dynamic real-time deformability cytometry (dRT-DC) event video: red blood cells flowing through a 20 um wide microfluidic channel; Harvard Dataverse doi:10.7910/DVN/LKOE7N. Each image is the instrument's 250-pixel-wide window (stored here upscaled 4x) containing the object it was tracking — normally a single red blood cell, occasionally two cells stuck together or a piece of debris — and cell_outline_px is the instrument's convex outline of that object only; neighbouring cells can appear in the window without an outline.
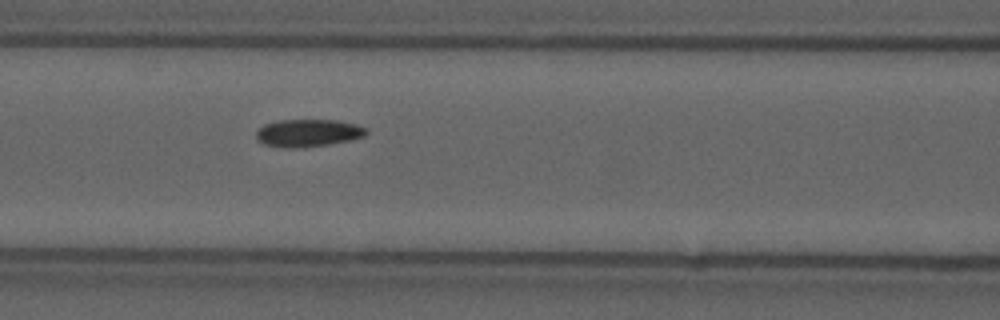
{"species": "common noctule bat (a hibernating species)", "species_latin": "Nyctalus noctula", "temperature_condition": "cold", "stored_images_in_passage": 39, "camera_frame_rate_fps": 3000, "um_per_image_px": 0.085, "animal": {"sex": "male", "forearm_length_mm": 52.5}, "frame": {"image": 1, "passage_image": 17, "time_ms": 5.333, "image_size_px": [1000, 320], "cell_outline_px": [[368, 132], [364, 136], [352, 140], [328, 144], [296, 148], [288, 148], [264, 144], [256, 140], [256, 132], [264, 124], [276, 120], [336, 120], [356, 124], [368, 128]], "centroid_in_image_um": [26.19, 11.29], "position_along_channel_um": 140.4, "area_um2": 17.74}}